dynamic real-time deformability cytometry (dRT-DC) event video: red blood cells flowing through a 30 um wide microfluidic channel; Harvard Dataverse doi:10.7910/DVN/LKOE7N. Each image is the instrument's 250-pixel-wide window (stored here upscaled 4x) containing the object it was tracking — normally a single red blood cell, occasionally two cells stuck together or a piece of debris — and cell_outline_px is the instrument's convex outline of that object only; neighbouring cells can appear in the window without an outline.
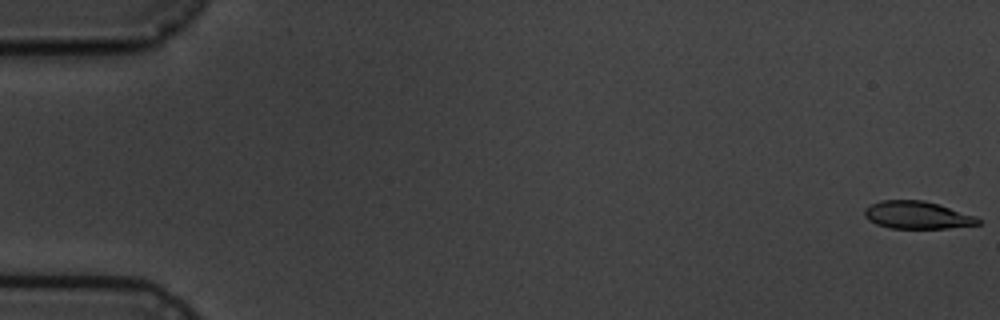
{"species": "common noctule bat (a hibernating species)", "species_latin": "Nyctalus noctula", "temperature_condition": "cold", "stored_images_in_passage": 8, "segment_of_instrument_passage": [1, 2], "camera_frame_rate_fps": 3000, "um_per_image_px": 0.085, "animal": {"sex": "male", "body_mass_g": 19.5, "forearm_length_mm": 54.6}, "frame": {"image": 1, "passage_image": 1, "time_ms": 0.0, "image_size_px": [1000, 320], "cell_outline_px": [[980, 224], [948, 228], [888, 228], [876, 224], [868, 220], [864, 216], [864, 208], [880, 200], [924, 200], [976, 216], [980, 220]], "centroid_in_image_um": [77.92, 18.28], "position_along_channel_um": 7.1, "area_um2": 18.21}}
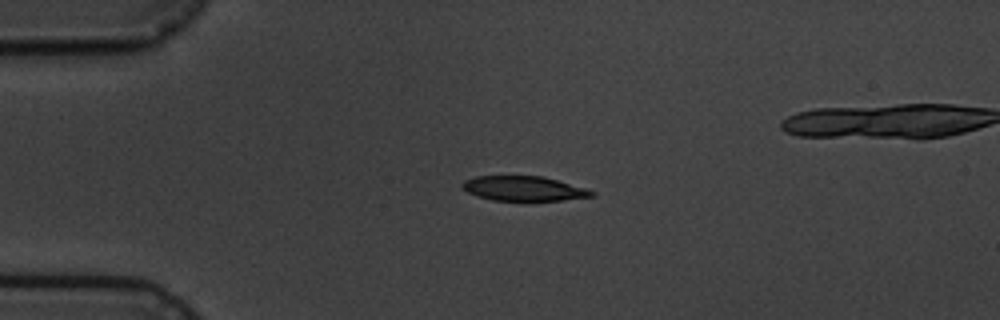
{"frame": {"image": 2, "passage_image": 5, "time_ms": 4.333, "image_size_px": [1000, 320], "cell_outline_px": [[596, 196], [560, 200], [492, 200], [476, 196], [468, 192], [460, 184], [464, 180], [476, 176], [544, 176], [588, 188], [596, 192]], "centroid_in_image_um": [44.56, 16.01], "position_along_channel_um": 40.4, "area_um2": 18.73}}
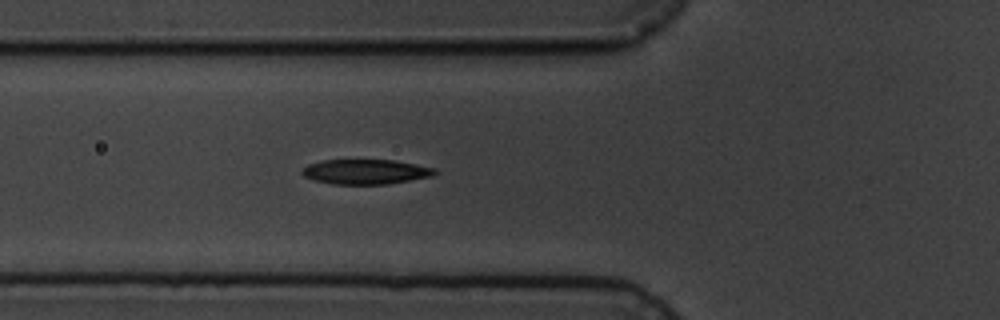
{"frame": {"image": 3, "passage_image": 7, "time_ms": 6.667, "image_size_px": [1000, 320], "cell_outline_px": [[440, 172], [432, 176], [388, 184], [332, 184], [312, 180], [304, 176], [300, 172], [308, 164], [324, 160], [392, 160], [416, 164], [436, 168]], "centroid_in_image_um": [31.09, 14.6], "position_along_channel_um": 94.7, "area_um2": 19.31}}